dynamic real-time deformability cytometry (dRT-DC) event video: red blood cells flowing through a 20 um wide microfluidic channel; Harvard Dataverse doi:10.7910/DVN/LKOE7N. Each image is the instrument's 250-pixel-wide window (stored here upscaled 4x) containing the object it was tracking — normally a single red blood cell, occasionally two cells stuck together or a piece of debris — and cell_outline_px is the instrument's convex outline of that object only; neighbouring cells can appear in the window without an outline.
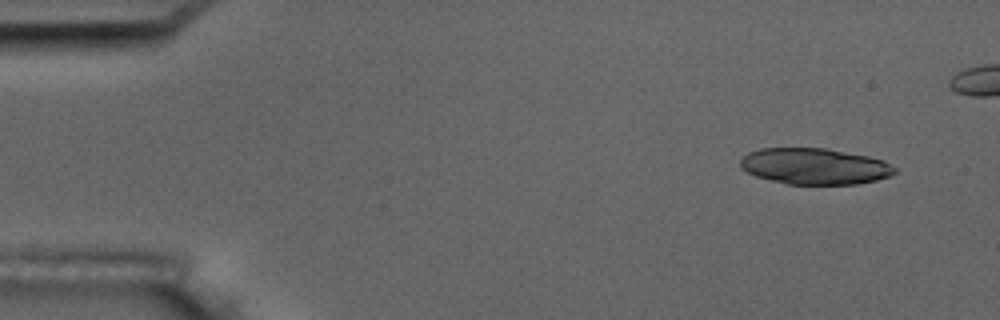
{"species": "common noctule bat (a hibernating species)", "species_latin": "Nyctalus noctula", "temperature_condition": "room temperature", "stored_images_in_passage": 7, "segment_of_instrument_passage": [1, 2], "camera_frame_rate_fps": 3000, "um_per_image_px": 0.085, "animal": {"sex": "male", "body_mass_g": 17.5, "forearm_length_mm": 52.3}, "frame": {"image": 1, "passage_image": 1, "time_ms": 0.0, "image_size_px": [1000, 320], "cell_outline_px": [[896, 172], [888, 176], [876, 180], [856, 184], [788, 184], [756, 176], [740, 168], [740, 160], [748, 152], [760, 148], [824, 148], [868, 156], [884, 160], [896, 168]], "centroid_in_image_um": [69.23, 14.13], "position_along_channel_um": 15.8, "area_um2": 32.43}}